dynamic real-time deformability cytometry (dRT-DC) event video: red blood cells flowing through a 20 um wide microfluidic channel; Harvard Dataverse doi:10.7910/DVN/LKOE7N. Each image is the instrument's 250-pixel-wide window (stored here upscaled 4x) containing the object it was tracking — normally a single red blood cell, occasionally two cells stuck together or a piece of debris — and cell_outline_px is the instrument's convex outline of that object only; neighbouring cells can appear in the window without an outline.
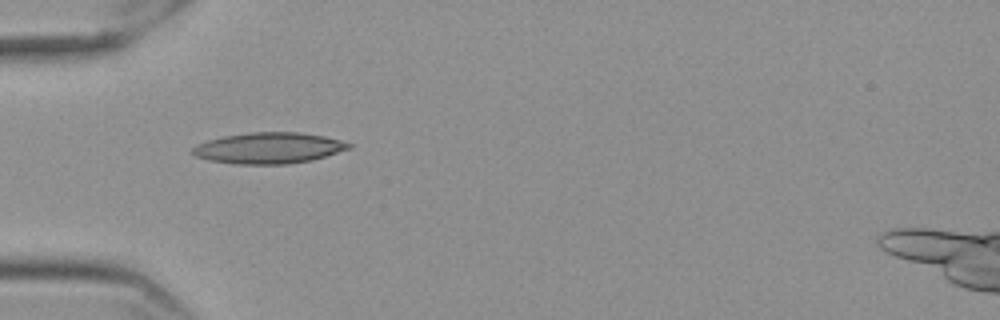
{"species": "Egyptian fruit bat (a non-hibernating species)", "species_latin": "Rousettus aegyptiacus", "temperature_condition": "cold", "stored_images_in_passage": 33, "camera_frame_rate_fps": 3000, "um_per_image_px": 0.085, "frame": {"image": 1, "passage_image": 1, "time_ms": 0.0, "image_size_px": [1000, 320], "cell_outline_px": [[352, 148], [312, 160], [284, 164], [236, 164], [208, 160], [196, 156], [192, 152], [192, 148], [196, 144], [208, 140], [224, 136], [252, 132], [300, 132], [324, 136], [340, 140], [352, 144]], "centroid_in_image_um": [22.85, 12.58], "position_along_channel_um": 62.2, "area_um2": 28.21}}
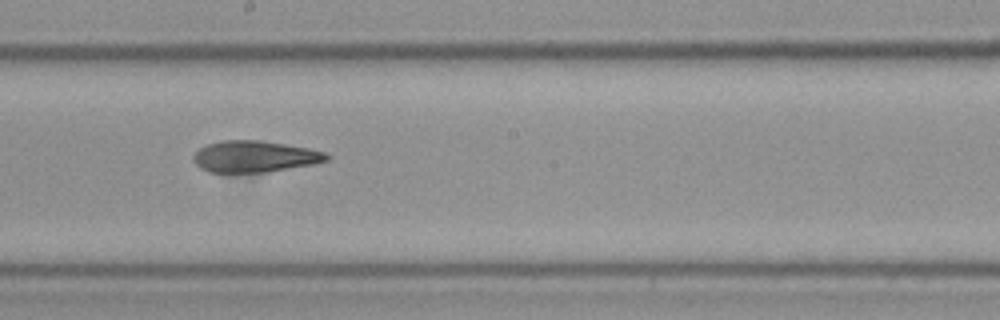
{"frame": {"image": 2, "passage_image": 15, "time_ms": 4.667, "image_size_px": [1000, 320], "cell_outline_px": [[332, 156], [328, 160], [316, 164], [268, 172], [208, 172], [200, 168], [192, 160], [192, 156], [200, 148], [208, 144], [220, 140], [264, 140], [308, 148], [324, 152]], "centroid_in_image_um": [21.66, 13.3], "position_along_channel_um": 226.5, "area_um2": 24.68}}
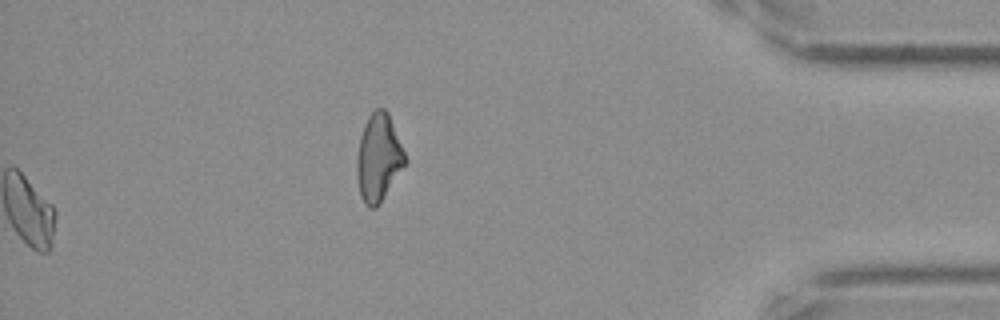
{"frame": {"image": 3, "passage_image": 33, "time_ms": 10.667, "image_size_px": [1000, 320], "cell_outline_px": [[404, 164], [380, 204], [376, 208], [368, 208], [364, 204], [360, 196], [356, 176], [356, 160], [360, 136], [364, 124], [368, 116], [376, 108], [384, 108], [388, 112], [404, 152]], "centroid_in_image_um": [32.12, 13.42], "position_along_channel_um": 403.1, "area_um2": 24.33}, "authors_computed_cell_mechanics": {"area_um2": 24.9118, "velocity_mm_per_s": 3.5668, "shape_relaxation_time_tau1_ms": 10.9604, "shape_relaxation_time_tau2_ms": 3.9718, "deformation_change_tau1": 0.2513, "deformation_change_tau2": 0.1371}}